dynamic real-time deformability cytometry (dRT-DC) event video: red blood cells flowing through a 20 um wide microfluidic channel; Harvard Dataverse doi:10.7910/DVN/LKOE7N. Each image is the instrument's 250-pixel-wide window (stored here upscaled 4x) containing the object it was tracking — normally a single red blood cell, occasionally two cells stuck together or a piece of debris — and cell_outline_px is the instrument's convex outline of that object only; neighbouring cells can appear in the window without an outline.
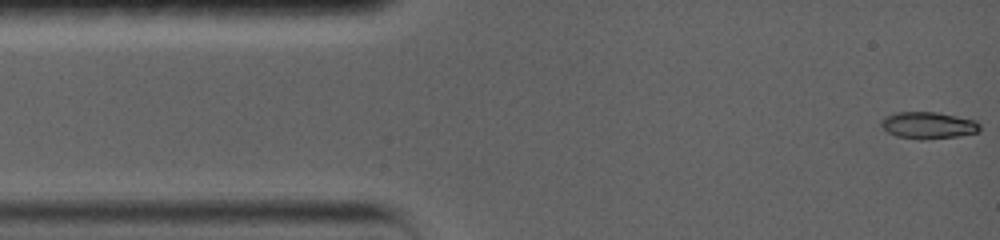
{"species": "common noctule bat (a hibernating species)", "species_latin": "Nyctalus noctula", "temperature_condition": "warm", "stored_images_in_passage": 27, "camera_frame_rate_fps": 5000, "um_per_image_px": 0.085, "animal": {"sex": "female", "body_mass_g": 19.0, "forearm_length_mm": 56.7}, "frame": {"image": 1, "passage_image": 1, "time_ms": 0.0, "image_size_px": [1000, 240], "cell_outline_px": [[980, 128], [976, 132], [960, 136], [924, 140], [920, 140], [896, 136], [888, 132], [880, 124], [880, 120], [884, 116], [896, 112], [936, 112], [976, 120], [980, 124]], "centroid_in_image_um": [78.88, 10.65], "position_along_channel_um": 6.1, "area_um2": 15.55}}
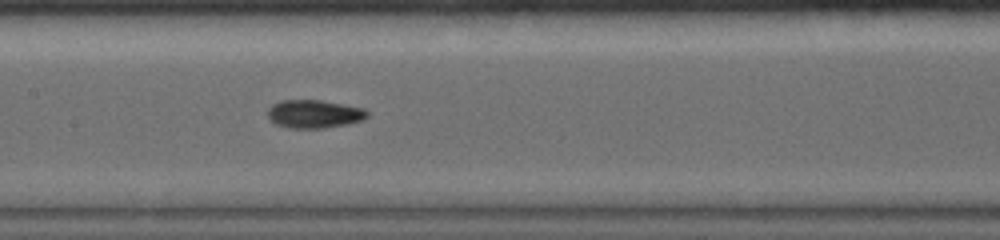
{"frame": {"image": 2, "passage_image": 12, "time_ms": 6.8, "image_size_px": [1000, 240], "cell_outline_px": [[368, 116], [364, 120], [348, 124], [324, 128], [288, 128], [276, 124], [268, 116], [268, 108], [272, 104], [280, 100], [320, 100], [364, 108], [368, 112]], "centroid_in_image_um": [26.72, 9.69], "position_along_channel_um": 180.7, "area_um2": 16.42}}
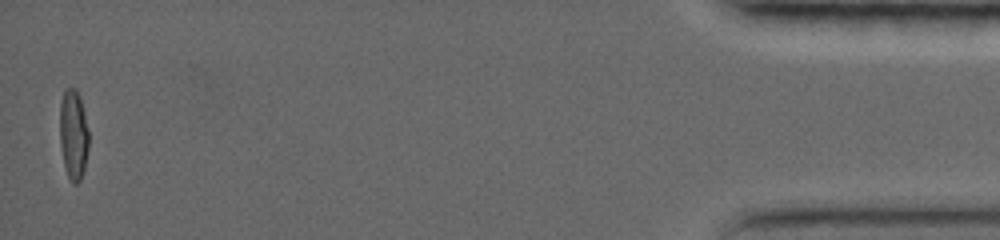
{"frame": {"image": 3, "passage_image": 27, "time_ms": 16.8, "image_size_px": [1000, 240], "cell_outline_px": [[88, 148], [84, 168], [80, 180], [76, 184], [72, 184], [68, 176], [64, 164], [60, 144], [60, 104], [64, 92], [68, 88], [76, 88], [80, 96], [88, 132]], "centroid_in_image_um": [6.23, 11.44], "position_along_channel_um": 429.0, "area_um2": 14.97}, "authors_computed_cell_mechanics": {"area_um2": 15.5482, "velocity_mm_per_s": 3.7393, "shape_relaxation_time_tau1_ms": 5.1564, "shape_relaxation_time_tau2_ms": 1.1337, "deformation_change_tau1": 0.25, "deformation_change_tau2": 0.0541}}